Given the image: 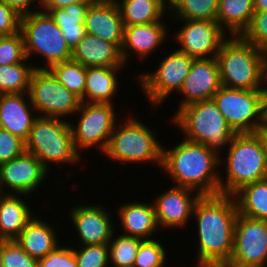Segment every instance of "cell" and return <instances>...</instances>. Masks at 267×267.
<instances>
[{
  "mask_svg": "<svg viewBox=\"0 0 267 267\" xmlns=\"http://www.w3.org/2000/svg\"><path fill=\"white\" fill-rule=\"evenodd\" d=\"M25 151L32 153L48 170L51 163L74 165L81 157L73 142L70 122L45 116L35 119Z\"/></svg>",
  "mask_w": 267,
  "mask_h": 267,
  "instance_id": "8992f818",
  "label": "cell"
},
{
  "mask_svg": "<svg viewBox=\"0 0 267 267\" xmlns=\"http://www.w3.org/2000/svg\"><path fill=\"white\" fill-rule=\"evenodd\" d=\"M108 243L109 247V262L112 266H126L133 267L134 260L137 255L138 247L141 239L121 234L113 238ZM114 239V240H113Z\"/></svg>",
  "mask_w": 267,
  "mask_h": 267,
  "instance_id": "836d02e7",
  "label": "cell"
},
{
  "mask_svg": "<svg viewBox=\"0 0 267 267\" xmlns=\"http://www.w3.org/2000/svg\"><path fill=\"white\" fill-rule=\"evenodd\" d=\"M63 86L83 102L86 67L72 59L52 65L48 69Z\"/></svg>",
  "mask_w": 267,
  "mask_h": 267,
  "instance_id": "d6a6232c",
  "label": "cell"
},
{
  "mask_svg": "<svg viewBox=\"0 0 267 267\" xmlns=\"http://www.w3.org/2000/svg\"><path fill=\"white\" fill-rule=\"evenodd\" d=\"M88 0H42L41 11L47 12L49 9H62L69 5L79 2H86Z\"/></svg>",
  "mask_w": 267,
  "mask_h": 267,
  "instance_id": "ee69618b",
  "label": "cell"
},
{
  "mask_svg": "<svg viewBox=\"0 0 267 267\" xmlns=\"http://www.w3.org/2000/svg\"><path fill=\"white\" fill-rule=\"evenodd\" d=\"M81 249H73L77 267H109L108 244L81 245Z\"/></svg>",
  "mask_w": 267,
  "mask_h": 267,
  "instance_id": "8d00e7d4",
  "label": "cell"
},
{
  "mask_svg": "<svg viewBox=\"0 0 267 267\" xmlns=\"http://www.w3.org/2000/svg\"><path fill=\"white\" fill-rule=\"evenodd\" d=\"M118 211L124 235L148 240L156 231L159 232L153 202L151 204L140 201L124 203Z\"/></svg>",
  "mask_w": 267,
  "mask_h": 267,
  "instance_id": "603a6c76",
  "label": "cell"
},
{
  "mask_svg": "<svg viewBox=\"0 0 267 267\" xmlns=\"http://www.w3.org/2000/svg\"><path fill=\"white\" fill-rule=\"evenodd\" d=\"M154 238L142 240L133 267H165L166 250Z\"/></svg>",
  "mask_w": 267,
  "mask_h": 267,
  "instance_id": "e575fe53",
  "label": "cell"
},
{
  "mask_svg": "<svg viewBox=\"0 0 267 267\" xmlns=\"http://www.w3.org/2000/svg\"><path fill=\"white\" fill-rule=\"evenodd\" d=\"M21 17L5 1L0 0V36H10L19 32Z\"/></svg>",
  "mask_w": 267,
  "mask_h": 267,
  "instance_id": "b9f144b4",
  "label": "cell"
},
{
  "mask_svg": "<svg viewBox=\"0 0 267 267\" xmlns=\"http://www.w3.org/2000/svg\"><path fill=\"white\" fill-rule=\"evenodd\" d=\"M71 59L85 67H125L121 49L115 43L88 33L72 49Z\"/></svg>",
  "mask_w": 267,
  "mask_h": 267,
  "instance_id": "7402d4cb",
  "label": "cell"
},
{
  "mask_svg": "<svg viewBox=\"0 0 267 267\" xmlns=\"http://www.w3.org/2000/svg\"><path fill=\"white\" fill-rule=\"evenodd\" d=\"M124 26L161 21L168 10V0H115Z\"/></svg>",
  "mask_w": 267,
  "mask_h": 267,
  "instance_id": "f1b7e54d",
  "label": "cell"
},
{
  "mask_svg": "<svg viewBox=\"0 0 267 267\" xmlns=\"http://www.w3.org/2000/svg\"><path fill=\"white\" fill-rule=\"evenodd\" d=\"M255 12H267V0H253Z\"/></svg>",
  "mask_w": 267,
  "mask_h": 267,
  "instance_id": "f6af8a7d",
  "label": "cell"
},
{
  "mask_svg": "<svg viewBox=\"0 0 267 267\" xmlns=\"http://www.w3.org/2000/svg\"><path fill=\"white\" fill-rule=\"evenodd\" d=\"M0 267H3V258H2V240L0 239Z\"/></svg>",
  "mask_w": 267,
  "mask_h": 267,
  "instance_id": "7dc6e473",
  "label": "cell"
},
{
  "mask_svg": "<svg viewBox=\"0 0 267 267\" xmlns=\"http://www.w3.org/2000/svg\"><path fill=\"white\" fill-rule=\"evenodd\" d=\"M27 60L21 31L10 36H0V66L21 63Z\"/></svg>",
  "mask_w": 267,
  "mask_h": 267,
  "instance_id": "d590c367",
  "label": "cell"
},
{
  "mask_svg": "<svg viewBox=\"0 0 267 267\" xmlns=\"http://www.w3.org/2000/svg\"><path fill=\"white\" fill-rule=\"evenodd\" d=\"M36 66V67H35ZM38 65L26 62L0 66V94L28 93L30 79Z\"/></svg>",
  "mask_w": 267,
  "mask_h": 267,
  "instance_id": "1f68e13d",
  "label": "cell"
},
{
  "mask_svg": "<svg viewBox=\"0 0 267 267\" xmlns=\"http://www.w3.org/2000/svg\"><path fill=\"white\" fill-rule=\"evenodd\" d=\"M263 142L265 153H266V162H267V126L264 124L263 127L257 132Z\"/></svg>",
  "mask_w": 267,
  "mask_h": 267,
  "instance_id": "bcb514c9",
  "label": "cell"
},
{
  "mask_svg": "<svg viewBox=\"0 0 267 267\" xmlns=\"http://www.w3.org/2000/svg\"><path fill=\"white\" fill-rule=\"evenodd\" d=\"M3 267H38V260L29 256L15 241L2 240Z\"/></svg>",
  "mask_w": 267,
  "mask_h": 267,
  "instance_id": "f35d334b",
  "label": "cell"
},
{
  "mask_svg": "<svg viewBox=\"0 0 267 267\" xmlns=\"http://www.w3.org/2000/svg\"><path fill=\"white\" fill-rule=\"evenodd\" d=\"M123 67H86L83 102L113 104L118 91L116 74Z\"/></svg>",
  "mask_w": 267,
  "mask_h": 267,
  "instance_id": "484cf974",
  "label": "cell"
},
{
  "mask_svg": "<svg viewBox=\"0 0 267 267\" xmlns=\"http://www.w3.org/2000/svg\"><path fill=\"white\" fill-rule=\"evenodd\" d=\"M267 221L237 214L231 259L225 267H266Z\"/></svg>",
  "mask_w": 267,
  "mask_h": 267,
  "instance_id": "4fadbf2b",
  "label": "cell"
},
{
  "mask_svg": "<svg viewBox=\"0 0 267 267\" xmlns=\"http://www.w3.org/2000/svg\"><path fill=\"white\" fill-rule=\"evenodd\" d=\"M238 209L233 195H201L193 215L198 224L197 266L225 267L231 259Z\"/></svg>",
  "mask_w": 267,
  "mask_h": 267,
  "instance_id": "6da1fadb",
  "label": "cell"
},
{
  "mask_svg": "<svg viewBox=\"0 0 267 267\" xmlns=\"http://www.w3.org/2000/svg\"><path fill=\"white\" fill-rule=\"evenodd\" d=\"M93 2H97V1H115V0H92Z\"/></svg>",
  "mask_w": 267,
  "mask_h": 267,
  "instance_id": "681fc988",
  "label": "cell"
},
{
  "mask_svg": "<svg viewBox=\"0 0 267 267\" xmlns=\"http://www.w3.org/2000/svg\"><path fill=\"white\" fill-rule=\"evenodd\" d=\"M233 197L239 214L267 221V178L242 186Z\"/></svg>",
  "mask_w": 267,
  "mask_h": 267,
  "instance_id": "f546056e",
  "label": "cell"
},
{
  "mask_svg": "<svg viewBox=\"0 0 267 267\" xmlns=\"http://www.w3.org/2000/svg\"><path fill=\"white\" fill-rule=\"evenodd\" d=\"M38 267H77L73 248L58 245L44 258L38 260Z\"/></svg>",
  "mask_w": 267,
  "mask_h": 267,
  "instance_id": "60d3db41",
  "label": "cell"
},
{
  "mask_svg": "<svg viewBox=\"0 0 267 267\" xmlns=\"http://www.w3.org/2000/svg\"><path fill=\"white\" fill-rule=\"evenodd\" d=\"M205 144L184 139L175 147L162 146V165L175 186L196 190L201 195L220 193V165L223 158ZM219 169V170H218Z\"/></svg>",
  "mask_w": 267,
  "mask_h": 267,
  "instance_id": "7a4b0ae2",
  "label": "cell"
},
{
  "mask_svg": "<svg viewBox=\"0 0 267 267\" xmlns=\"http://www.w3.org/2000/svg\"><path fill=\"white\" fill-rule=\"evenodd\" d=\"M77 112L81 115L78 123L76 126L70 123L77 149L81 152L96 146L104 153L118 123L113 104L81 102Z\"/></svg>",
  "mask_w": 267,
  "mask_h": 267,
  "instance_id": "7c38bea8",
  "label": "cell"
},
{
  "mask_svg": "<svg viewBox=\"0 0 267 267\" xmlns=\"http://www.w3.org/2000/svg\"><path fill=\"white\" fill-rule=\"evenodd\" d=\"M25 151V142L14 134L0 128V164L8 162Z\"/></svg>",
  "mask_w": 267,
  "mask_h": 267,
  "instance_id": "ab89813d",
  "label": "cell"
},
{
  "mask_svg": "<svg viewBox=\"0 0 267 267\" xmlns=\"http://www.w3.org/2000/svg\"><path fill=\"white\" fill-rule=\"evenodd\" d=\"M228 145L225 183L220 172L221 194L233 195L242 186L267 178L266 153L257 132L235 134Z\"/></svg>",
  "mask_w": 267,
  "mask_h": 267,
  "instance_id": "277c9868",
  "label": "cell"
},
{
  "mask_svg": "<svg viewBox=\"0 0 267 267\" xmlns=\"http://www.w3.org/2000/svg\"><path fill=\"white\" fill-rule=\"evenodd\" d=\"M86 33L115 43L123 44L124 25L116 1H97L89 6L84 20Z\"/></svg>",
  "mask_w": 267,
  "mask_h": 267,
  "instance_id": "d6986e66",
  "label": "cell"
},
{
  "mask_svg": "<svg viewBox=\"0 0 267 267\" xmlns=\"http://www.w3.org/2000/svg\"><path fill=\"white\" fill-rule=\"evenodd\" d=\"M22 195L0 193V239L15 240L34 217ZM21 198V199H20Z\"/></svg>",
  "mask_w": 267,
  "mask_h": 267,
  "instance_id": "d4e9b609",
  "label": "cell"
},
{
  "mask_svg": "<svg viewBox=\"0 0 267 267\" xmlns=\"http://www.w3.org/2000/svg\"><path fill=\"white\" fill-rule=\"evenodd\" d=\"M48 172L32 153L24 151L13 160L0 164V193L25 196L34 193Z\"/></svg>",
  "mask_w": 267,
  "mask_h": 267,
  "instance_id": "9a60e30c",
  "label": "cell"
},
{
  "mask_svg": "<svg viewBox=\"0 0 267 267\" xmlns=\"http://www.w3.org/2000/svg\"><path fill=\"white\" fill-rule=\"evenodd\" d=\"M55 231L52 224L34 216L15 241L29 256L40 260L58 246Z\"/></svg>",
  "mask_w": 267,
  "mask_h": 267,
  "instance_id": "cb8c5ba5",
  "label": "cell"
},
{
  "mask_svg": "<svg viewBox=\"0 0 267 267\" xmlns=\"http://www.w3.org/2000/svg\"><path fill=\"white\" fill-rule=\"evenodd\" d=\"M153 72H142L136 78L152 107L161 105L170 94L180 91L194 58L176 50L170 51Z\"/></svg>",
  "mask_w": 267,
  "mask_h": 267,
  "instance_id": "8fae6325",
  "label": "cell"
},
{
  "mask_svg": "<svg viewBox=\"0 0 267 267\" xmlns=\"http://www.w3.org/2000/svg\"><path fill=\"white\" fill-rule=\"evenodd\" d=\"M27 59L32 54H40L46 63L39 69H49L52 65L72 58V49L63 37L59 26L47 12L36 10L22 15L21 27Z\"/></svg>",
  "mask_w": 267,
  "mask_h": 267,
  "instance_id": "ba28073f",
  "label": "cell"
},
{
  "mask_svg": "<svg viewBox=\"0 0 267 267\" xmlns=\"http://www.w3.org/2000/svg\"><path fill=\"white\" fill-rule=\"evenodd\" d=\"M240 37L267 52V12H254L249 25Z\"/></svg>",
  "mask_w": 267,
  "mask_h": 267,
  "instance_id": "74e56055",
  "label": "cell"
},
{
  "mask_svg": "<svg viewBox=\"0 0 267 267\" xmlns=\"http://www.w3.org/2000/svg\"><path fill=\"white\" fill-rule=\"evenodd\" d=\"M195 192V196L193 195ZM201 194L187 187L173 186L153 201L159 228H181L191 220Z\"/></svg>",
  "mask_w": 267,
  "mask_h": 267,
  "instance_id": "2e32d148",
  "label": "cell"
},
{
  "mask_svg": "<svg viewBox=\"0 0 267 267\" xmlns=\"http://www.w3.org/2000/svg\"><path fill=\"white\" fill-rule=\"evenodd\" d=\"M253 0H219L216 21L231 36H240L253 17Z\"/></svg>",
  "mask_w": 267,
  "mask_h": 267,
  "instance_id": "83f0119b",
  "label": "cell"
},
{
  "mask_svg": "<svg viewBox=\"0 0 267 267\" xmlns=\"http://www.w3.org/2000/svg\"><path fill=\"white\" fill-rule=\"evenodd\" d=\"M164 21H157L149 24H139L132 26H124L123 44L121 47L122 59L127 64L130 54L128 50L136 53L141 60L151 55L162 43H165V38L169 30ZM168 30V31H167Z\"/></svg>",
  "mask_w": 267,
  "mask_h": 267,
  "instance_id": "44dd1931",
  "label": "cell"
},
{
  "mask_svg": "<svg viewBox=\"0 0 267 267\" xmlns=\"http://www.w3.org/2000/svg\"><path fill=\"white\" fill-rule=\"evenodd\" d=\"M73 226L83 245L108 244L115 234L111 213L102 205H78L69 212Z\"/></svg>",
  "mask_w": 267,
  "mask_h": 267,
  "instance_id": "ac0fdd59",
  "label": "cell"
},
{
  "mask_svg": "<svg viewBox=\"0 0 267 267\" xmlns=\"http://www.w3.org/2000/svg\"><path fill=\"white\" fill-rule=\"evenodd\" d=\"M219 0H168L175 19L216 21Z\"/></svg>",
  "mask_w": 267,
  "mask_h": 267,
  "instance_id": "4dcf8cb0",
  "label": "cell"
},
{
  "mask_svg": "<svg viewBox=\"0 0 267 267\" xmlns=\"http://www.w3.org/2000/svg\"><path fill=\"white\" fill-rule=\"evenodd\" d=\"M110 267H126V266H111V265H110Z\"/></svg>",
  "mask_w": 267,
  "mask_h": 267,
  "instance_id": "816d5d0a",
  "label": "cell"
},
{
  "mask_svg": "<svg viewBox=\"0 0 267 267\" xmlns=\"http://www.w3.org/2000/svg\"><path fill=\"white\" fill-rule=\"evenodd\" d=\"M196 267H216V266H196Z\"/></svg>",
  "mask_w": 267,
  "mask_h": 267,
  "instance_id": "f907efd6",
  "label": "cell"
},
{
  "mask_svg": "<svg viewBox=\"0 0 267 267\" xmlns=\"http://www.w3.org/2000/svg\"><path fill=\"white\" fill-rule=\"evenodd\" d=\"M221 85L246 90H266L267 52L244 41L240 36H230L216 55Z\"/></svg>",
  "mask_w": 267,
  "mask_h": 267,
  "instance_id": "3957f363",
  "label": "cell"
},
{
  "mask_svg": "<svg viewBox=\"0 0 267 267\" xmlns=\"http://www.w3.org/2000/svg\"><path fill=\"white\" fill-rule=\"evenodd\" d=\"M33 112L36 111L28 93L0 94V128L14 134L24 142L27 141L33 123L38 117V115L34 116Z\"/></svg>",
  "mask_w": 267,
  "mask_h": 267,
  "instance_id": "ffe728a7",
  "label": "cell"
},
{
  "mask_svg": "<svg viewBox=\"0 0 267 267\" xmlns=\"http://www.w3.org/2000/svg\"><path fill=\"white\" fill-rule=\"evenodd\" d=\"M3 1H5L11 8L17 11L21 16L35 12L34 10H30L32 3L37 1V3H40V7L42 4V0H3Z\"/></svg>",
  "mask_w": 267,
  "mask_h": 267,
  "instance_id": "7bdbcfd3",
  "label": "cell"
},
{
  "mask_svg": "<svg viewBox=\"0 0 267 267\" xmlns=\"http://www.w3.org/2000/svg\"><path fill=\"white\" fill-rule=\"evenodd\" d=\"M264 124L267 126V98H266V100H265Z\"/></svg>",
  "mask_w": 267,
  "mask_h": 267,
  "instance_id": "c3c4849f",
  "label": "cell"
},
{
  "mask_svg": "<svg viewBox=\"0 0 267 267\" xmlns=\"http://www.w3.org/2000/svg\"><path fill=\"white\" fill-rule=\"evenodd\" d=\"M219 66L216 57L194 59L189 74L178 92L184 98L178 110L184 106L205 100H211L221 87Z\"/></svg>",
  "mask_w": 267,
  "mask_h": 267,
  "instance_id": "e0dca14e",
  "label": "cell"
},
{
  "mask_svg": "<svg viewBox=\"0 0 267 267\" xmlns=\"http://www.w3.org/2000/svg\"><path fill=\"white\" fill-rule=\"evenodd\" d=\"M93 1L79 2L62 9H49L47 13L57 26L71 49L85 36L84 20Z\"/></svg>",
  "mask_w": 267,
  "mask_h": 267,
  "instance_id": "4316f807",
  "label": "cell"
},
{
  "mask_svg": "<svg viewBox=\"0 0 267 267\" xmlns=\"http://www.w3.org/2000/svg\"><path fill=\"white\" fill-rule=\"evenodd\" d=\"M184 21L179 31L175 32L177 50L194 59L216 57L227 34L217 23L210 20H179Z\"/></svg>",
  "mask_w": 267,
  "mask_h": 267,
  "instance_id": "5bb4252c",
  "label": "cell"
},
{
  "mask_svg": "<svg viewBox=\"0 0 267 267\" xmlns=\"http://www.w3.org/2000/svg\"><path fill=\"white\" fill-rule=\"evenodd\" d=\"M174 114L172 123L185 134L184 139L205 144L219 154L235 135L212 99L186 105Z\"/></svg>",
  "mask_w": 267,
  "mask_h": 267,
  "instance_id": "5b68a950",
  "label": "cell"
},
{
  "mask_svg": "<svg viewBox=\"0 0 267 267\" xmlns=\"http://www.w3.org/2000/svg\"><path fill=\"white\" fill-rule=\"evenodd\" d=\"M153 132L137 118L124 119L123 124H116L104 154L124 164L151 161L161 167L163 144Z\"/></svg>",
  "mask_w": 267,
  "mask_h": 267,
  "instance_id": "52a82bcc",
  "label": "cell"
},
{
  "mask_svg": "<svg viewBox=\"0 0 267 267\" xmlns=\"http://www.w3.org/2000/svg\"><path fill=\"white\" fill-rule=\"evenodd\" d=\"M28 95L39 116L65 119L64 116L76 114L81 104L48 69L33 71Z\"/></svg>",
  "mask_w": 267,
  "mask_h": 267,
  "instance_id": "30bf717a",
  "label": "cell"
},
{
  "mask_svg": "<svg viewBox=\"0 0 267 267\" xmlns=\"http://www.w3.org/2000/svg\"><path fill=\"white\" fill-rule=\"evenodd\" d=\"M266 90L221 86L212 100L235 134L256 133L264 125Z\"/></svg>",
  "mask_w": 267,
  "mask_h": 267,
  "instance_id": "9c48e42d",
  "label": "cell"
}]
</instances>
